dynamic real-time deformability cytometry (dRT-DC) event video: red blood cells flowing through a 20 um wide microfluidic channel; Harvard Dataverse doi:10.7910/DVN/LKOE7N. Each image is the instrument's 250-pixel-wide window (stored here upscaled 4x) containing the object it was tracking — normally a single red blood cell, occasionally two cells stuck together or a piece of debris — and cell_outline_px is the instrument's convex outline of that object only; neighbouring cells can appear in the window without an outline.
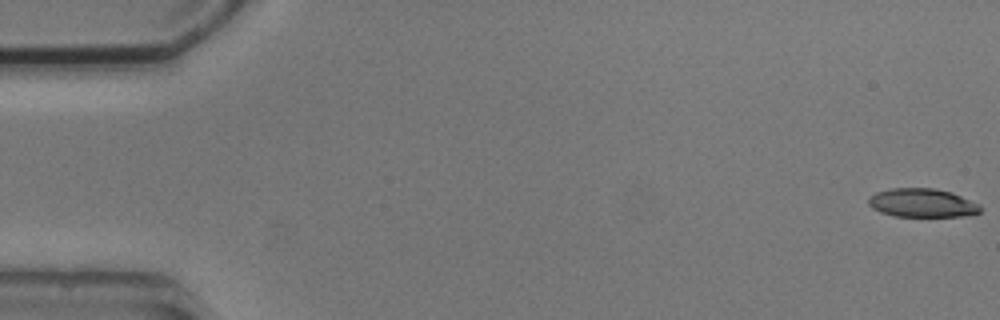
{"species": "common noctule bat (a hibernating species)", "species_latin": "Nyctalus noctula", "temperature_condition": "cold", "stored_images_in_passage": 5, "segment_of_instrument_passage": [2, 2], "camera_frame_rate_fps": 3000, "um_per_image_px": 0.085, "animal": {"sex": "male", "body_mass_g": 20.5, "forearm_length_mm": 52.5}, "frame": {"image": 1, "passage_image": 5, "time_ms": 6.0, "image_size_px": [1000, 320], "cell_outline_px": [[980, 212], [976, 216], [896, 216], [880, 212], [872, 208], [868, 204], [868, 196], [876, 192], [892, 188], [932, 188], [952, 192], [980, 204]], "centroid_in_image_um": [78.4, 17.25], "position_along_channel_um": 6.6, "area_um2": 18.84}}